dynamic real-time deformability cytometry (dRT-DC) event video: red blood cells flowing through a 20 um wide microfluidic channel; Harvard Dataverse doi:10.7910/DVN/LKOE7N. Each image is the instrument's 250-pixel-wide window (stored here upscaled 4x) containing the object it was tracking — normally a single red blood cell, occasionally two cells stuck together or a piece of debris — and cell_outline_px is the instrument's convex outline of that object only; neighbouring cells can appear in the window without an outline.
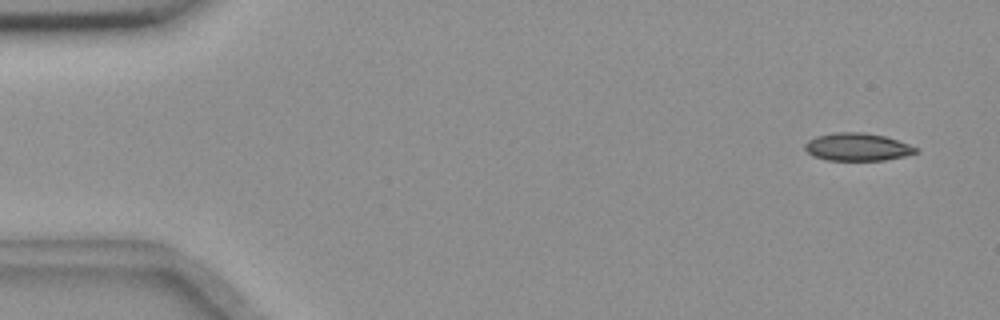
{"species": "common noctule bat (a hibernating species)", "species_latin": "Nyctalus noctula", "temperature_condition": "room temperature", "stored_images_in_passage": 54, "camera_frame_rate_fps": 3000, "um_per_image_px": 0.085, "animal": {"sex": "female", "body_mass_g": 18.4}, "frame": {"image": 1, "passage_image": 2, "time_ms": 0.333, "image_size_px": [1000, 320], "cell_outline_px": [[920, 152], [904, 156], [884, 160], [828, 160], [812, 156], [804, 148], [804, 144], [808, 140], [816, 136], [832, 132], [864, 132], [884, 136], [920, 148]], "centroid_in_image_um": [72.87, 12.49], "position_along_channel_um": 12.1, "area_um2": 18.03}}
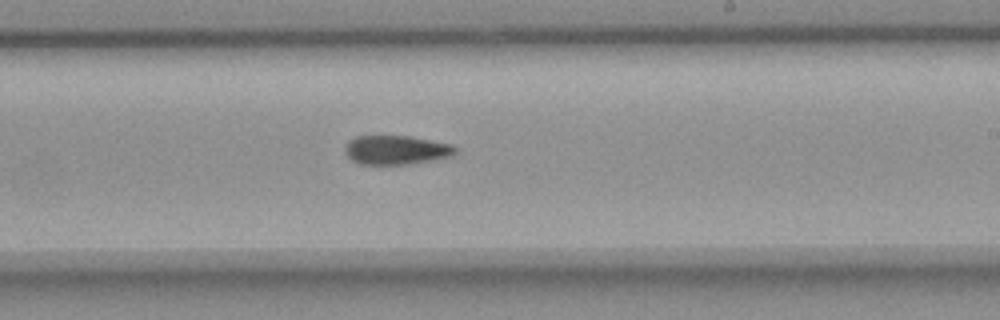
{"frame": {"image": 2, "passage_image": 32, "time_ms": 10.333, "image_size_px": [1000, 320], "cell_outline_px": [[456, 152], [448, 156], [432, 160], [408, 164], [360, 164], [352, 160], [344, 152], [344, 148], [348, 140], [356, 136], [412, 136], [452, 144], [456, 148]], "centroid_in_image_um": [33.64, 12.73], "position_along_channel_um": 255.4, "area_um2": 18.67}}
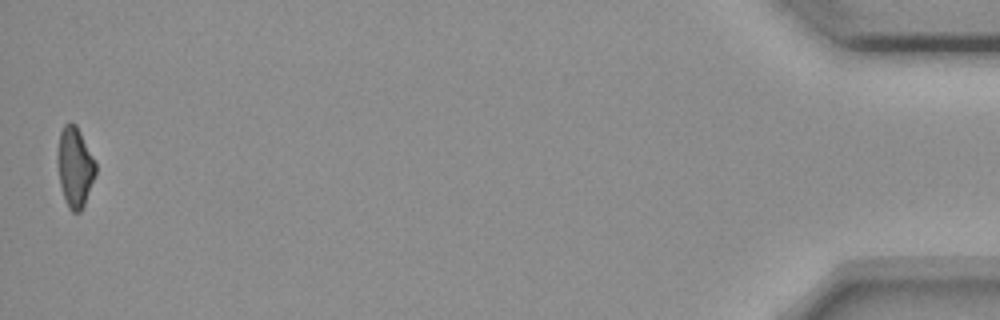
{"frame": {"image": 3, "passage_image": 54, "time_ms": 17.667, "image_size_px": [1000, 320], "cell_outline_px": [[96, 172], [84, 204], [80, 212], [72, 212], [68, 208], [60, 184], [56, 160], [56, 152], [60, 132], [64, 124], [76, 124], [96, 164]], "centroid_in_image_um": [6.33, 14.19], "position_along_channel_um": 428.9, "area_um2": 17.57}}